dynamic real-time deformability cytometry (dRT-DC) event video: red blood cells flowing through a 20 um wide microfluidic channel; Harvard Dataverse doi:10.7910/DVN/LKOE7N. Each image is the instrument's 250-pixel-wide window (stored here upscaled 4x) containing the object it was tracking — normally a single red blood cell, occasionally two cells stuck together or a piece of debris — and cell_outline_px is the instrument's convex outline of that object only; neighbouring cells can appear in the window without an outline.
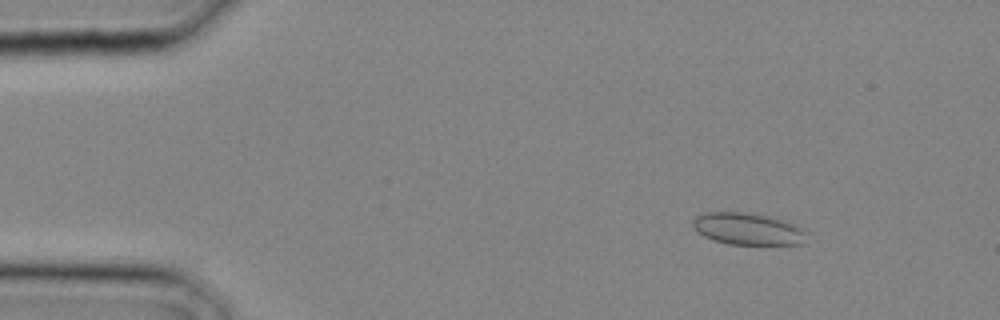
{"species": "common noctule bat (a hibernating species)", "species_latin": "Nyctalus noctula", "temperature_condition": "cold", "stored_images_in_passage": 20, "camera_frame_rate_fps": 3000, "um_per_image_px": 0.085, "animal": {"sex": "male", "body_mass_g": 20.4}, "frame": {"image": 1, "passage_image": 4, "time_ms": 1.0, "image_size_px": [1000, 320], "cell_outline_px": [[808, 232], [804, 244], [728, 244], [712, 240], [696, 232], [692, 224], [692, 220], [696, 216], [704, 212], [744, 212], [768, 216], [788, 220], [804, 228]], "centroid_in_image_um": [63.59, 19.45], "position_along_channel_um": 21.4, "area_um2": 21.62}}
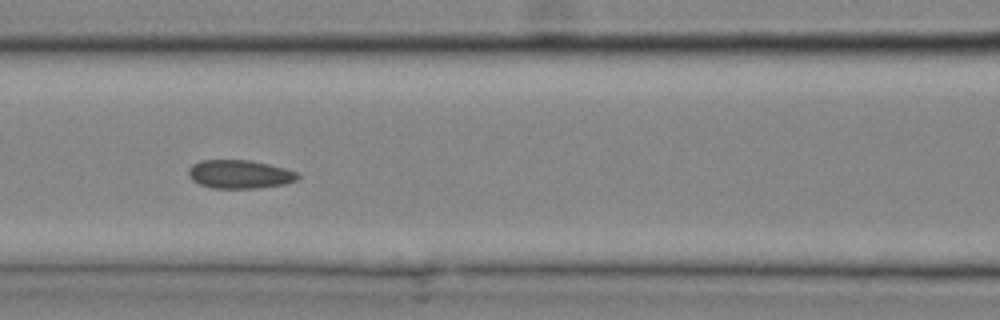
{"frame": {"image": 2, "passage_image": 13, "time_ms": 4.0, "image_size_px": [1000, 320], "cell_outline_px": [[300, 176], [296, 180], [284, 184], [256, 188], [212, 188], [200, 184], [192, 180], [188, 176], [188, 168], [192, 164], [200, 160], [252, 160], [300, 172]], "centroid_in_image_um": [20.36, 14.8], "position_along_channel_um": 146.2, "area_um2": 18.26}}
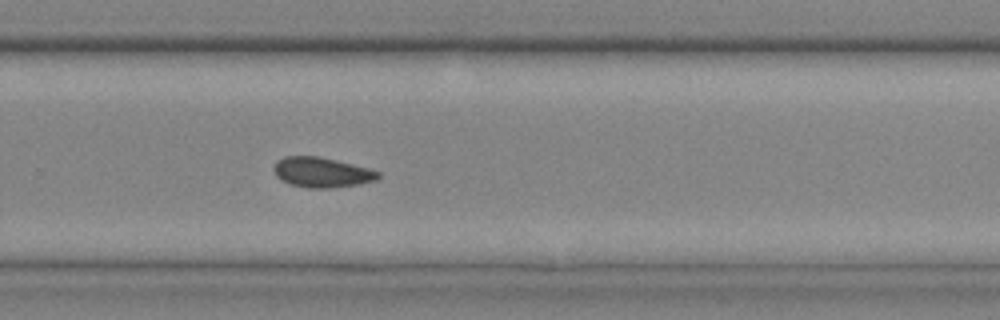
{"frame": {"image": 3, "passage_image": 20, "time_ms": 6.333, "image_size_px": [1000, 320], "cell_outline_px": [[380, 176], [376, 180], [356, 184], [332, 188], [308, 188], [288, 184], [280, 180], [276, 176], [272, 168], [276, 160], [284, 156], [320, 156], [368, 168], [380, 172]], "centroid_in_image_um": [27.29, 14.64], "position_along_channel_um": 302.5, "area_um2": 18.44}}